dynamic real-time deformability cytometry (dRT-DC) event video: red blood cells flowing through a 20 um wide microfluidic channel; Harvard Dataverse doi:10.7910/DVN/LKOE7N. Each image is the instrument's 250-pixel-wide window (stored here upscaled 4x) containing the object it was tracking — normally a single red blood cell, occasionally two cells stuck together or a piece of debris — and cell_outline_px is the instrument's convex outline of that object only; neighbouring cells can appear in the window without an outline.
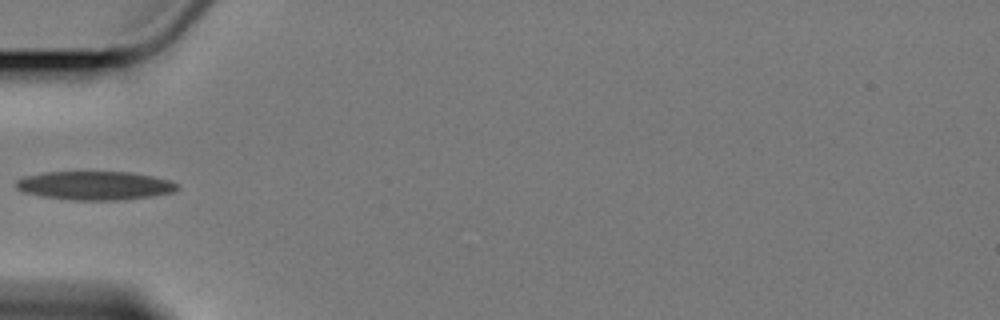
{"species": "Egyptian fruit bat (a non-hibernating species)", "species_latin": "Rousettus aegyptiacus", "temperature_condition": "cold", "stored_images_in_passage": 6, "camera_frame_rate_fps": 3000, "um_per_image_px": 0.085, "animal": {"sex": "female"}, "frame": {"image": 1, "passage_image": 6, "time_ms": 6.0, "image_size_px": [1000, 320], "cell_outline_px": [[180, 188], [172, 192], [152, 196], [124, 200], [72, 200], [44, 196], [24, 192], [16, 188], [16, 180], [28, 176], [48, 172], [128, 172], [152, 176], [168, 180], [176, 184]], "centroid_in_image_um": [8.09, 15.78], "position_along_channel_um": 76.9, "area_um2": 26.65}}